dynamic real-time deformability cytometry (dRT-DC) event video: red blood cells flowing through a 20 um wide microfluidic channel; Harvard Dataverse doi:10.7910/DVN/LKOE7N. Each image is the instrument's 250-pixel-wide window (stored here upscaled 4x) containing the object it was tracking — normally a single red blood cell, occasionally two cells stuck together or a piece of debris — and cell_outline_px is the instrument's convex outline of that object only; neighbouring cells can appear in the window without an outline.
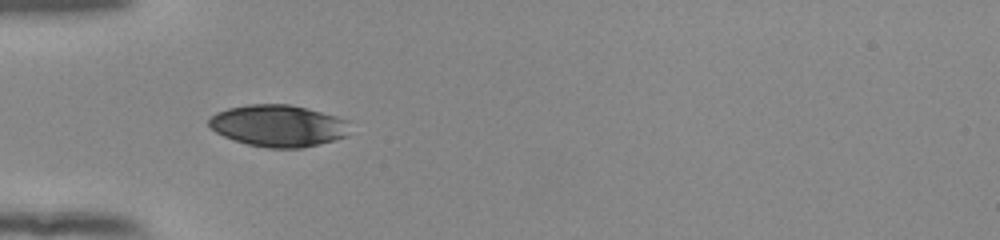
{"species": "human", "species_latin": "Homo sapiens", "temperature_condition": "room temperature", "stored_images_in_passage": 37, "camera_frame_rate_fps": 3000, "um_per_image_px": 0.085, "donor": {"sex": "female"}, "frame": {"image": 1, "passage_image": 1, "time_ms": 0.0, "image_size_px": [1000, 240], "cell_outline_px": [[348, 136], [300, 148], [268, 148], [248, 144], [224, 136], [216, 132], [208, 124], [208, 120], [216, 112], [228, 108], [248, 104], [288, 104], [336, 116], [348, 120]], "centroid_in_image_um": [23.63, 10.68], "position_along_channel_um": 61.4, "area_um2": 33.99}}
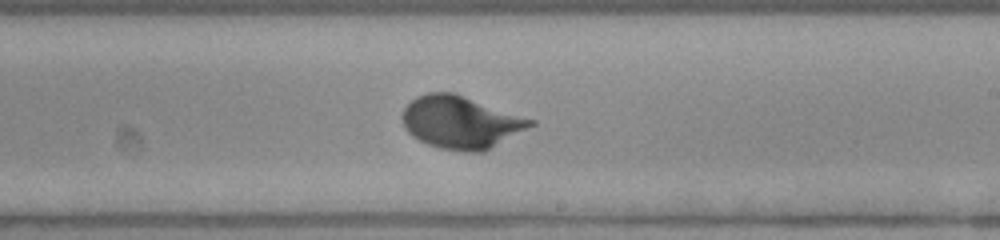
{"frame": {"image": 2, "passage_image": 16, "time_ms": 5.0, "image_size_px": [1000, 240], "cell_outline_px": [[536, 124], [484, 152], [464, 152], [440, 148], [428, 144], [412, 136], [404, 128], [400, 116], [404, 108], [416, 96], [428, 92], [452, 92], [536, 120]], "centroid_in_image_um": [39.16, 10.4], "position_along_channel_um": 249.8, "area_um2": 39.3}}
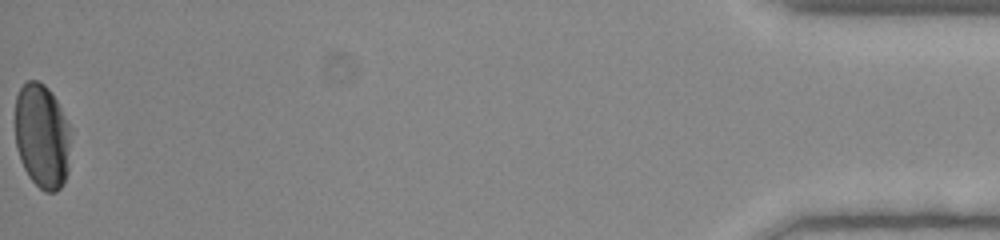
{"frame": {"image": 3, "passage_image": 37, "time_ms": 12.0, "image_size_px": [1000, 240], "cell_outline_px": [[68, 172], [64, 184], [56, 192], [44, 192], [28, 176], [20, 160], [16, 148], [16, 96], [20, 88], [28, 80], [36, 80], [44, 84], [48, 88], [56, 100], [68, 124]], "centroid_in_image_um": [3.55, 11.59], "position_along_channel_um": 431.7, "area_um2": 33.58}, "authors_computed_cell_mechanics": {"area_um2": 36.2984, "velocity_mm_per_s": 3.8788, "shape_relaxation_time_tau1_ms": 2.8542, "shape_relaxation_time_tau2_ms": null, "deformation_change_tau1": 0.1362, "deformation_change_tau2": null}}